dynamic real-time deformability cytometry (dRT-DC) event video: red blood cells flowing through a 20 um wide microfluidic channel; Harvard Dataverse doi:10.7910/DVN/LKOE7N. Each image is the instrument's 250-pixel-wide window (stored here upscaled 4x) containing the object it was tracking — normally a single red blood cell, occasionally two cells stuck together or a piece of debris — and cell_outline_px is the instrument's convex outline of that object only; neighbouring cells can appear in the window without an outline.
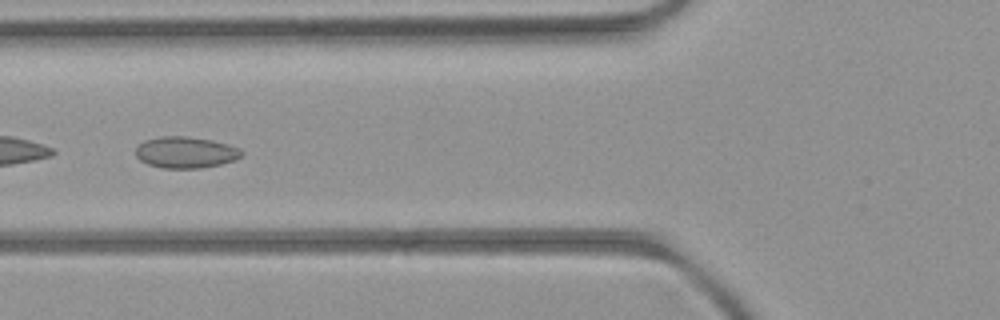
{"species": "common noctule bat (a hibernating species)", "species_latin": "Nyctalus noctula", "temperature_condition": "room temperature", "stored_images_in_passage": 34, "camera_frame_rate_fps": 3000, "um_per_image_px": 0.085, "animal": {"sex": "female", "body_mass_g": 21.9}, "frame": {"image": 1, "passage_image": 4, "time_ms": 1.0, "image_size_px": [1000, 320], "cell_outline_px": [[244, 156], [236, 160], [220, 164], [200, 168], [160, 168], [148, 164], [140, 160], [136, 156], [136, 148], [144, 140], [160, 136], [184, 136], [212, 140], [228, 144], [240, 148], [244, 152]], "centroid_in_image_um": [15.81, 12.95], "position_along_channel_um": 110.0, "area_um2": 19.54}}
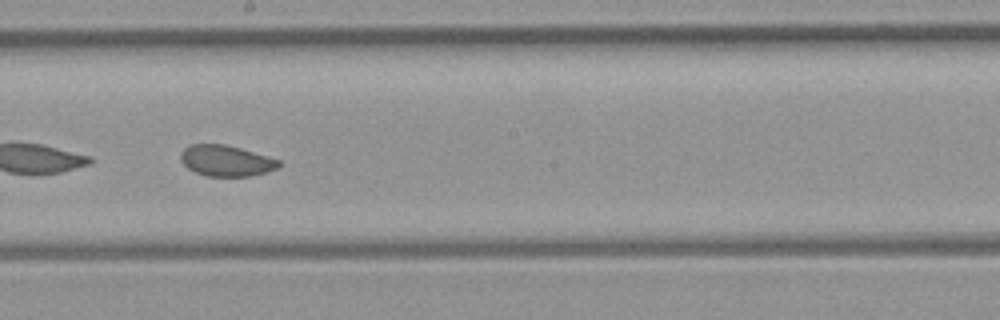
{"frame": {"image": 2, "passage_image": 13, "time_ms": 4.0, "image_size_px": [1000, 320], "cell_outline_px": [[280, 164], [276, 168], [252, 176], [208, 176], [196, 172], [188, 168], [180, 160], [180, 152], [184, 148], [192, 144], [224, 144], [240, 148], [280, 160]], "centroid_in_image_um": [19.18, 13.65], "position_along_channel_um": 229.0, "area_um2": 17.51}}
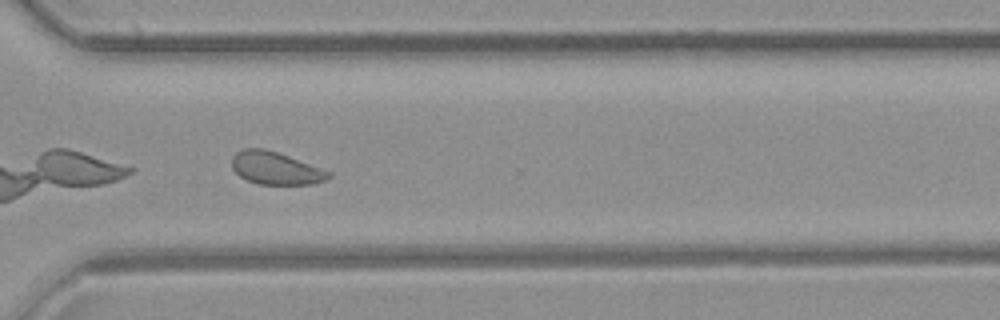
{"frame": {"image": 3, "passage_image": 22, "time_ms": 7.0, "image_size_px": [1000, 320], "cell_outline_px": [[332, 176], [316, 184], [256, 184], [240, 176], [232, 168], [232, 156], [236, 152], [244, 148], [264, 148], [288, 156], [332, 172]], "centroid_in_image_um": [23.42, 14.3], "position_along_channel_um": 347.2, "area_um2": 18.32}, "authors_computed_cell_mechanics": {"area_um2": 18.5538, "velocity_mm_per_s": 3.9595, "shape_relaxation_time_tau1_ms": null, "shape_relaxation_time_tau2_ms": 2.65, "deformation_change_tau1": null, "deformation_change_tau2": 0.0489}}